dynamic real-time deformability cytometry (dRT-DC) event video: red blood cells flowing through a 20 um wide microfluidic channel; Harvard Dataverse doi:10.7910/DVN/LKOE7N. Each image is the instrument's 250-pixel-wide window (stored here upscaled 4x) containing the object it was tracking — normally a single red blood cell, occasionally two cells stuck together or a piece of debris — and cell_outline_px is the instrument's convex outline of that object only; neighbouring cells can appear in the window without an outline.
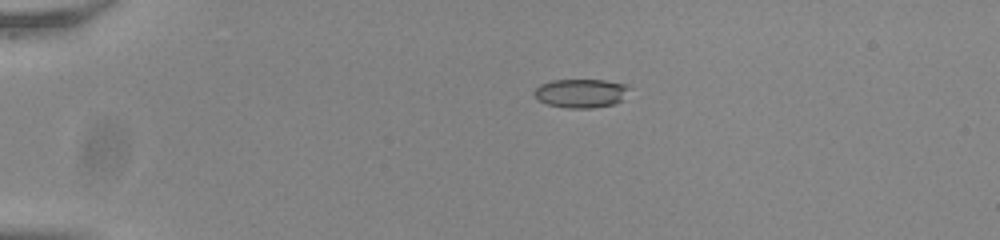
{"species": "common noctule bat (a hibernating species)", "species_latin": "Nyctalus noctula", "temperature_condition": "room temperature", "stored_images_in_passage": 37, "camera_frame_rate_fps": 3000, "um_per_image_px": 0.085, "animal": {"sex": "male", "body_mass_g": 20.0, "forearm_length_mm": 53.3}, "frame": {"image": 1, "passage_image": 1, "time_ms": 0.0, "image_size_px": [1000, 240], "cell_outline_px": [[628, 88], [620, 100], [612, 104], [592, 108], [568, 108], [548, 104], [540, 100], [532, 92], [540, 84], [552, 80], [604, 80], [628, 84]], "centroid_in_image_um": [49.34, 7.91], "position_along_channel_um": 35.7, "area_um2": 15.66}}
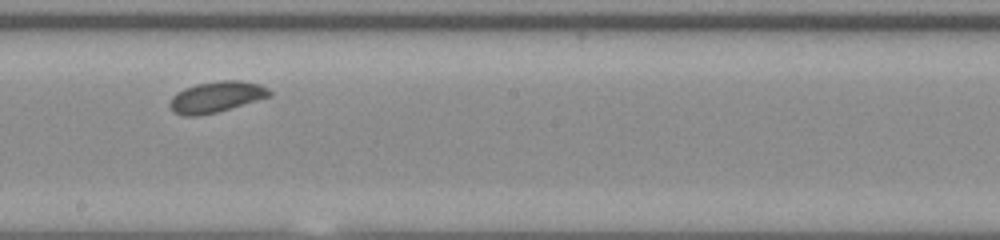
{"frame": {"image": 2, "passage_image": 22, "time_ms": 7.0, "image_size_px": [1000, 240], "cell_outline_px": [[272, 96], [216, 112], [196, 116], [184, 116], [172, 112], [168, 104], [172, 96], [176, 92], [184, 88], [196, 84], [220, 80], [240, 80], [260, 84], [268, 88], [272, 92]], "centroid_in_image_um": [18.37, 8.23], "position_along_channel_um": 229.8, "area_um2": 18.15}}
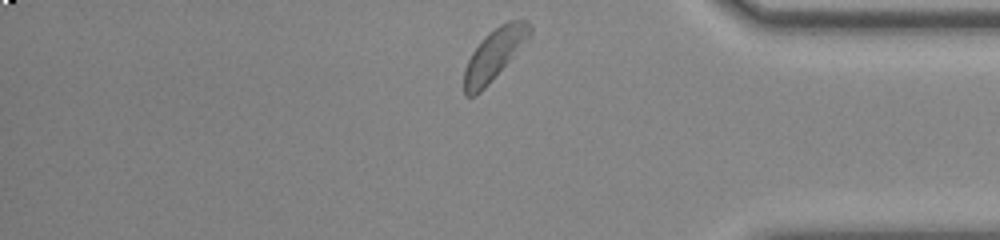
{"frame": {"image": 3, "passage_image": 37, "time_ms": 12.0, "image_size_px": [1000, 240], "cell_outline_px": [[532, 32], [488, 84], [476, 96], [468, 96], [464, 92], [464, 68], [472, 52], [484, 36], [500, 24], [508, 20], [528, 20], [532, 28]], "centroid_in_image_um": [41.97, 4.6], "position_along_channel_um": 393.2, "area_um2": 18.9}, "authors_computed_cell_mechanics": {"area_um2": 17.7446, "velocity_mm_per_s": 3.5861, "shape_relaxation_time_tau1_ms": 5.7971, "shape_relaxation_time_tau2_ms": null, "deformation_change_tau1": 0.0913, "deformation_change_tau2": null}}